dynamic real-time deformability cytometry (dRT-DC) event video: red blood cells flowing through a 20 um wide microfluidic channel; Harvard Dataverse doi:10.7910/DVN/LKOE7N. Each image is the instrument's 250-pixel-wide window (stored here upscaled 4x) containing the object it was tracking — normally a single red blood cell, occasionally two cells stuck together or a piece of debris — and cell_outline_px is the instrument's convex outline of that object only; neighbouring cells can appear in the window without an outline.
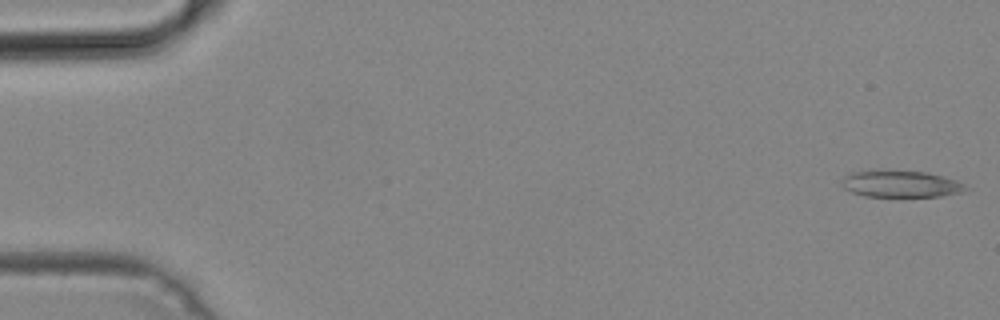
{"species": "common noctule bat (a hibernating species)", "species_latin": "Nyctalus noctula", "temperature_condition": "cold", "stored_images_in_passage": 19, "camera_frame_rate_fps": 3000, "um_per_image_px": 0.085, "animal": {"sex": "male", "body_mass_g": 19.2, "forearm_length_mm": 51.8}, "frame": {"image": 1, "passage_image": 1, "time_ms": 0.0, "image_size_px": [1000, 320], "cell_outline_px": [[972, 188], [964, 192], [940, 196], [864, 196], [852, 192], [844, 188], [840, 180], [844, 176], [852, 172], [876, 168], [880, 168], [928, 172], [956, 180]], "centroid_in_image_um": [76.55, 15.59], "position_along_channel_um": 8.4, "area_um2": 20.0}}
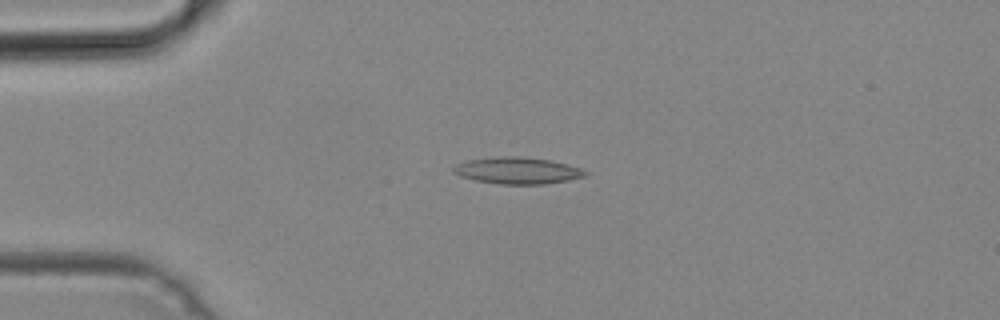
{"frame": {"image": 2, "passage_image": 12, "time_ms": 3.667, "image_size_px": [1000, 320], "cell_outline_px": [[588, 172], [584, 176], [568, 180], [544, 184], [500, 184], [476, 180], [460, 176], [452, 172], [452, 168], [456, 164], [468, 160], [496, 156], [520, 156], [552, 160], [568, 164], [580, 168]], "centroid_in_image_um": [43.97, 14.49], "position_along_channel_um": 41.0, "area_um2": 20.52}}
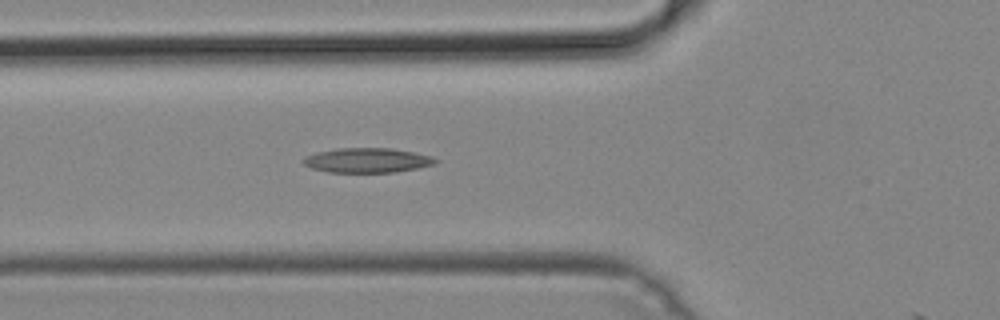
{"frame": {"image": 3, "passage_image": 18, "time_ms": 5.667, "image_size_px": [1000, 320], "cell_outline_px": [[440, 160], [436, 164], [396, 172], [328, 172], [312, 168], [304, 164], [304, 156], [316, 152], [336, 148], [392, 148], [432, 156]], "centroid_in_image_um": [31.23, 13.62], "position_along_channel_um": 94.6, "area_um2": 19.02}}